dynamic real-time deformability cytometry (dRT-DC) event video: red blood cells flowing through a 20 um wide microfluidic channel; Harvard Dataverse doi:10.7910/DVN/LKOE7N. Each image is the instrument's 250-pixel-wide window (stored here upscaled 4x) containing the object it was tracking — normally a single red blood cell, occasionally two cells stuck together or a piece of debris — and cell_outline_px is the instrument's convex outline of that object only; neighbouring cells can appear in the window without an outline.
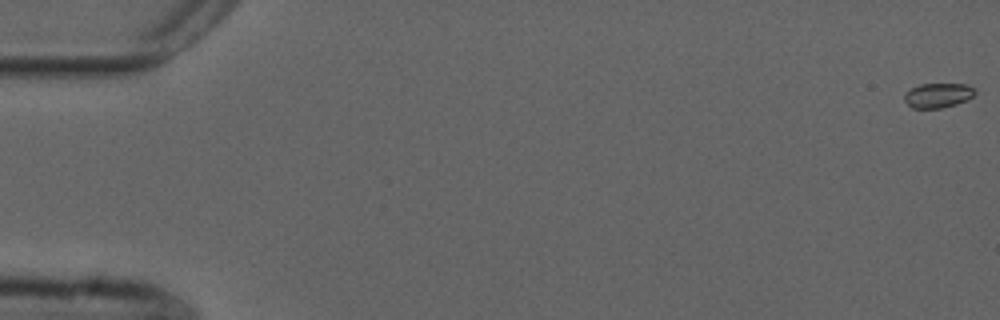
{"species": "common noctule bat (a hibernating species)", "species_latin": "Nyctalus noctula", "temperature_condition": "cold", "stored_images_in_passage": 57, "camera_frame_rate_fps": 3000, "um_per_image_px": 0.085, "animal": {"sex": "male", "forearm_length_mm": 52.5}, "frame": {"image": 1, "passage_image": 1, "time_ms": 0.0, "image_size_px": [1000, 320], "cell_outline_px": [[976, 92], [972, 96], [956, 104], [940, 108], [912, 108], [904, 100], [904, 92], [920, 84], [968, 84], [976, 88]], "centroid_in_image_um": [79.72, 8.09], "position_along_channel_um": 5.3, "area_um2": 10.12}}
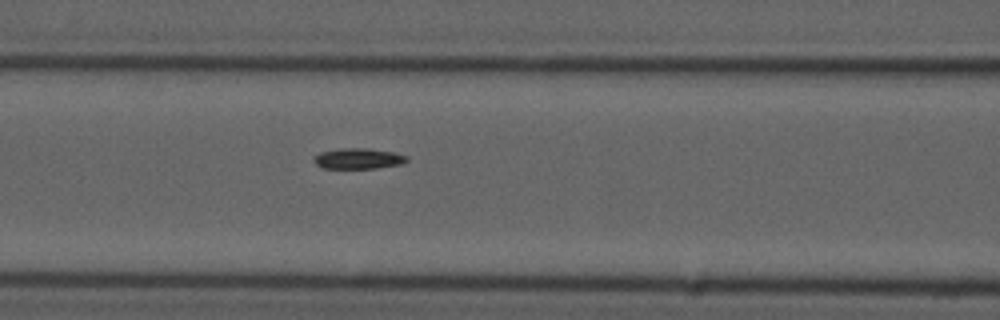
{"frame": {"image": 2, "passage_image": 24, "time_ms": 7.667, "image_size_px": [1000, 320], "cell_outline_px": [[408, 160], [404, 164], [376, 168], [324, 168], [316, 164], [312, 160], [320, 152], [340, 148], [368, 148], [392, 152], [408, 156]], "centroid_in_image_um": [30.48, 13.48], "position_along_channel_um": 136.1, "area_um2": 11.21}}
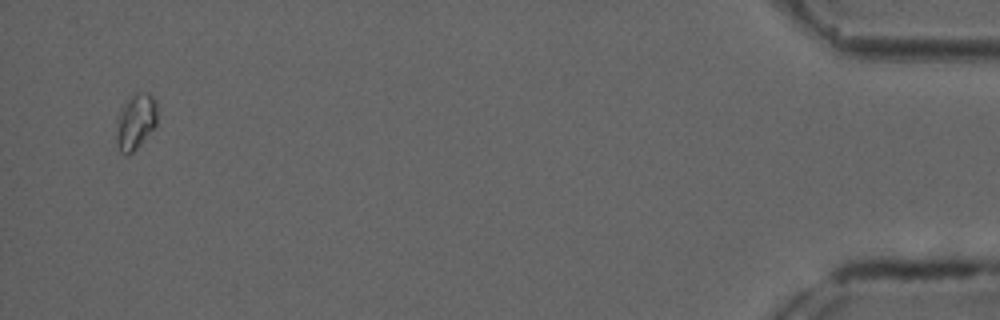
{"frame": {"image": 3, "passage_image": 54, "time_ms": 17.667, "image_size_px": [1000, 320], "cell_outline_px": [[156, 124], [140, 144], [132, 152], [124, 156], [120, 152], [116, 140], [116, 116], [124, 104], [136, 92], [148, 92], [156, 100]], "centroid_in_image_um": [11.5, 10.33], "position_along_channel_um": 423.7, "area_um2": 13.24}, "authors_computed_cell_mechanics": {"area_um2": 10.8664, "velocity_mm_per_s": 3.7347, "shape_relaxation_time_tau1_ms": null, "shape_relaxation_time_tau2_ms": 4.7447, "deformation_change_tau1": null, "deformation_change_tau2": 0.0891}}